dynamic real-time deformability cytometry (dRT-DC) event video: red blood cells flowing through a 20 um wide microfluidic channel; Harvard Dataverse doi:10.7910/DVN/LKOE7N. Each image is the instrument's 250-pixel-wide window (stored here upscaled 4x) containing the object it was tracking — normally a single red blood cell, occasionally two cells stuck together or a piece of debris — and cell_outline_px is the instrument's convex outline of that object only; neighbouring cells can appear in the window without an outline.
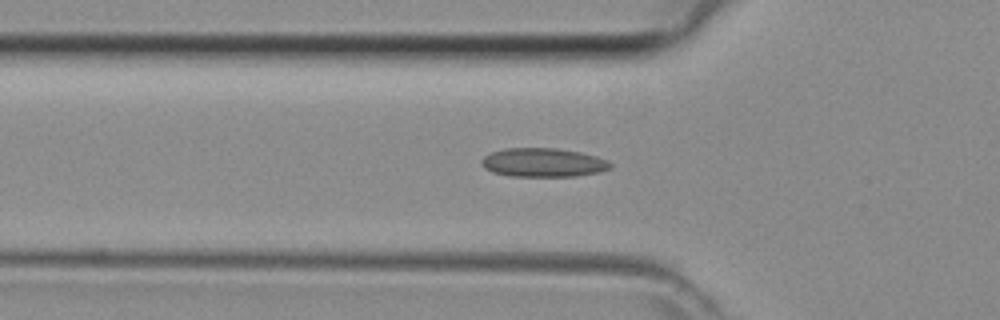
{"species": "common noctule bat (a hibernating species)", "species_latin": "Nyctalus noctula", "temperature_condition": "room temperature", "stored_images_in_passage": 32, "camera_frame_rate_fps": 3000, "um_per_image_px": 0.085, "animal": {"sex": "female", "body_mass_g": 29.2, "forearm_length_mm": 56.3}, "frame": {"image": 1, "passage_image": 7, "time_ms": 2.0, "image_size_px": [1000, 320], "cell_outline_px": [[612, 168], [600, 172], [576, 176], [508, 176], [492, 172], [484, 168], [480, 164], [480, 160], [484, 156], [492, 152], [504, 148], [556, 148], [580, 152], [596, 156], [608, 160], [612, 164]], "centroid_in_image_um": [46.16, 13.82], "position_along_channel_um": 79.6, "area_um2": 21.85}}
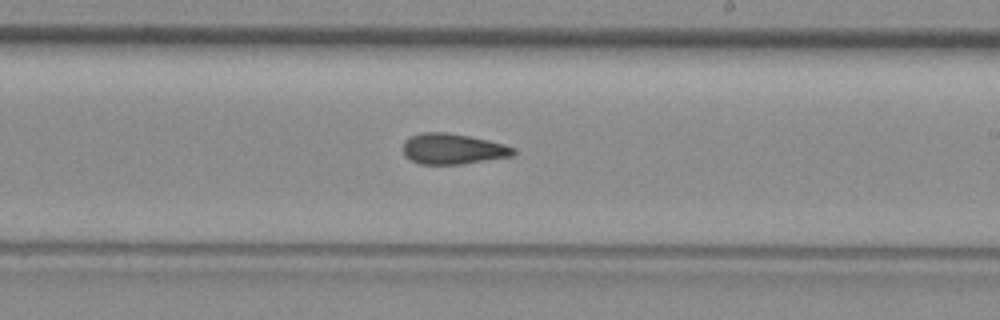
{"frame": {"image": 2, "passage_image": 18, "time_ms": 5.667, "image_size_px": [1000, 320], "cell_outline_px": [[516, 152], [512, 156], [460, 164], [420, 164], [404, 156], [404, 140], [408, 136], [420, 132], [448, 132], [488, 140], [504, 144], [516, 148]], "centroid_in_image_um": [38.47, 12.64], "position_along_channel_um": 250.5, "area_um2": 19.77}}
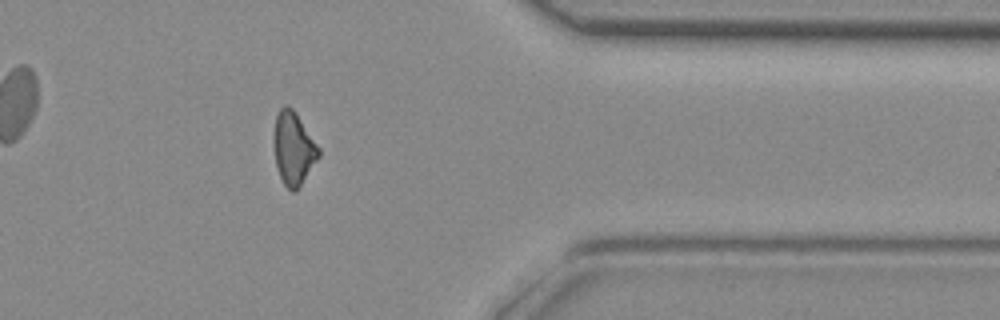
{"frame": {"image": 3, "passage_image": 28, "time_ms": 9.0, "image_size_px": [1000, 320], "cell_outline_px": [[320, 156], [300, 184], [292, 192], [284, 184], [280, 176], [276, 164], [272, 140], [272, 136], [276, 116], [280, 108], [284, 104], [288, 104], [296, 112], [320, 148]], "centroid_in_image_um": [24.92, 12.54], "position_along_channel_um": 386.5, "area_um2": 19.07}}